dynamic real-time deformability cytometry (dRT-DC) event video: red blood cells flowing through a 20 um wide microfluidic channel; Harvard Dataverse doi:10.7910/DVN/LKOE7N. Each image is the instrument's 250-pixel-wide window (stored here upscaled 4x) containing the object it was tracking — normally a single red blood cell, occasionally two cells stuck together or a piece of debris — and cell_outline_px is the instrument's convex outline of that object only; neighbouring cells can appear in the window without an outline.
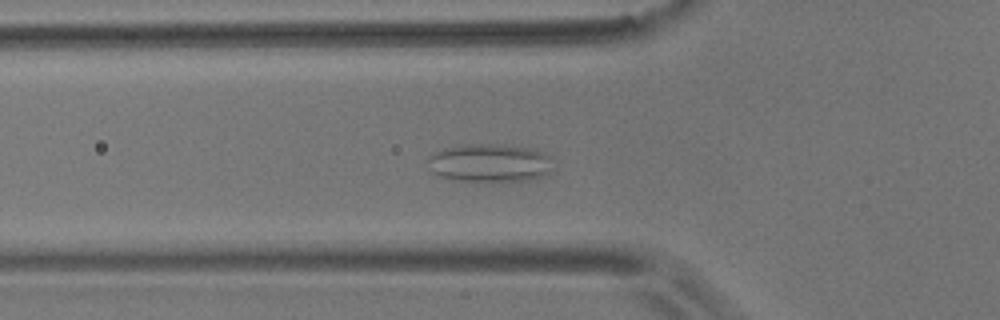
{"species": "common noctule bat (a hibernating species)", "species_latin": "Nyctalus noctula", "temperature_condition": "room temperature", "stored_images_in_passage": 56, "camera_frame_rate_fps": 3000, "um_per_image_px": 0.085, "animal": {"sex": "male", "body_mass_g": 17.9}, "frame": {"image": 1, "passage_image": 19, "time_ms": 6.0, "image_size_px": [1000, 320], "cell_outline_px": [[556, 160], [548, 172], [544, 176], [528, 180], [456, 180], [440, 176], [432, 172], [428, 160], [428, 156], [432, 152], [444, 148], [464, 144], [500, 144], [536, 148], [544, 152]], "centroid_in_image_um": [41.67, 13.81], "position_along_channel_um": 84.1, "area_um2": 28.09}}
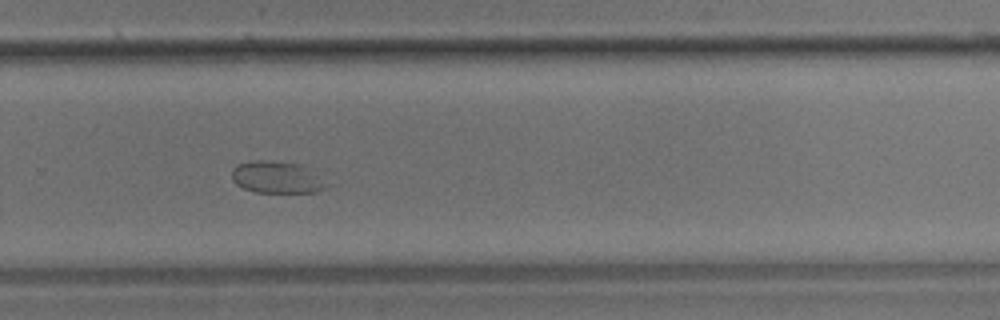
{"frame": {"image": 2, "passage_image": 38, "time_ms": 12.333, "image_size_px": [1000, 320], "cell_outline_px": [[336, 184], [316, 192], [256, 192], [244, 188], [236, 184], [232, 180], [232, 168], [236, 164], [248, 160], [268, 160], [304, 164]], "centroid_in_image_um": [23.65, 15.05], "position_along_channel_um": 306.1, "area_um2": 18.55}}
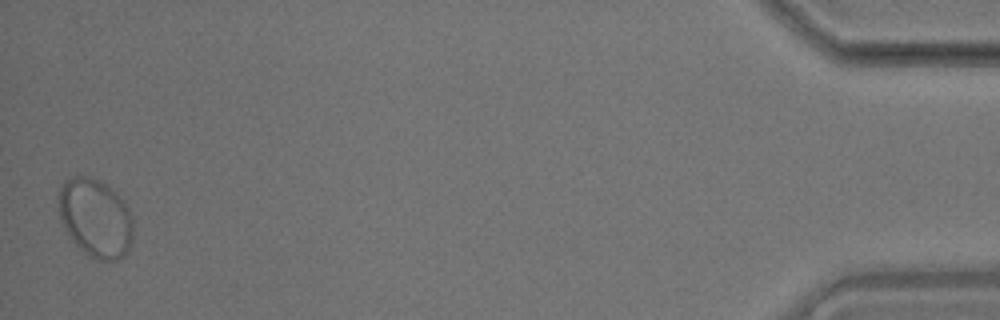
{"frame": {"image": 3, "passage_image": 56, "time_ms": 18.333, "image_size_px": [1000, 320], "cell_outline_px": [[132, 240], [124, 256], [116, 260], [100, 260], [92, 256], [80, 248], [76, 244], [60, 220], [60, 184], [64, 180], [72, 176], [84, 176], [96, 180], [104, 184], [116, 192], [120, 196], [128, 208], [132, 220]], "centroid_in_image_um": [8.12, 18.51], "position_along_channel_um": 427.1, "area_um2": 33.47}}